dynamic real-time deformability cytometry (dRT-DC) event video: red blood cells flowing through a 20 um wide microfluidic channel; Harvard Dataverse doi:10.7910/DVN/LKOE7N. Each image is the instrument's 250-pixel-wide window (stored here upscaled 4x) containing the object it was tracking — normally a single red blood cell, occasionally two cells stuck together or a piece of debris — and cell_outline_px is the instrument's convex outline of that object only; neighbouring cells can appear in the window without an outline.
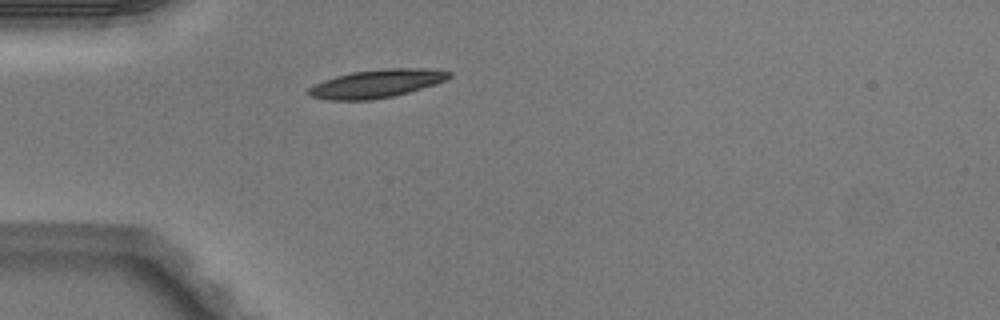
{"species": "Egyptian fruit bat (a non-hibernating species)", "species_latin": "Rousettus aegyptiacus", "temperature_condition": "warm", "stored_images_in_passage": 37, "camera_frame_rate_fps": 3000, "um_per_image_px": 0.085, "animal": {"sex": "male"}, "frame": {"image": 1, "passage_image": 1, "time_ms": 0.0, "image_size_px": [1000, 320], "cell_outline_px": [[452, 76], [436, 84], [408, 92], [392, 96], [372, 100], [332, 100], [312, 96], [308, 92], [308, 88], [324, 80], [336, 76], [352, 72], [384, 68], [428, 68], [452, 72]], "centroid_in_image_um": [32.05, 7.09], "position_along_channel_um": 52.9, "area_um2": 22.89}}
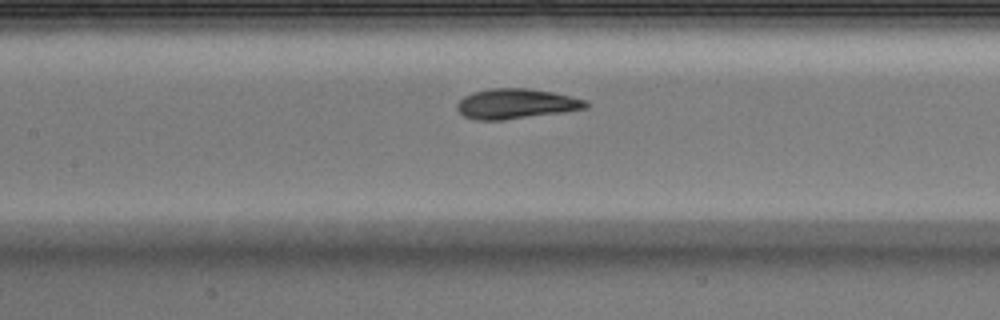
{"frame": {"image": 2, "passage_image": 10, "time_ms": 3.0, "image_size_px": [1000, 320], "cell_outline_px": [[592, 104], [588, 108], [564, 112], [504, 120], [476, 120], [464, 116], [456, 108], [456, 104], [464, 96], [472, 92], [492, 88], [524, 88], [552, 92], [588, 100]], "centroid_in_image_um": [43.9, 8.82], "position_along_channel_um": 163.5, "area_um2": 22.72}}
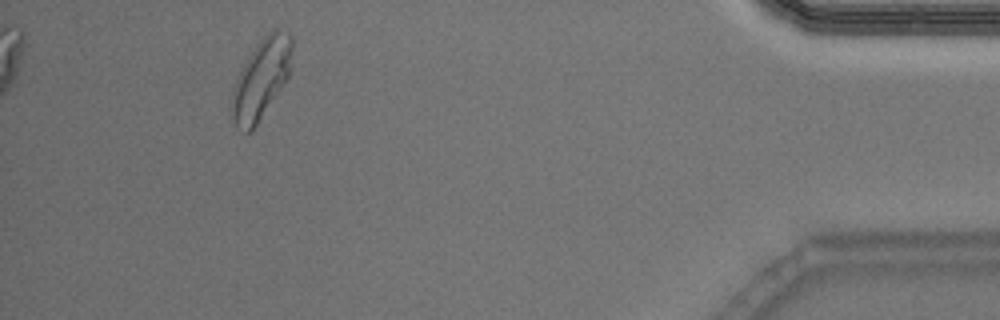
{"frame": {"image": 3, "passage_image": 33, "time_ms": 10.667, "image_size_px": [1000, 320], "cell_outline_px": [[292, 68], [284, 84], [252, 132], [244, 132], [236, 128], [228, 108], [232, 92], [236, 80], [244, 64], [260, 40], [268, 32], [276, 28], [288, 32], [292, 36]], "centroid_in_image_um": [22.2, 6.75], "position_along_channel_um": 413.0, "area_um2": 28.38}, "authors_computed_cell_mechanics": {"area_um2": 23.2356, "velocity_mm_per_s": 4.0077, "shape_relaxation_time_tau1_ms": 2.7043, "shape_relaxation_time_tau2_ms": 1.3932, "deformation_change_tau1": 0.1362, "deformation_change_tau2": 0.0782}}